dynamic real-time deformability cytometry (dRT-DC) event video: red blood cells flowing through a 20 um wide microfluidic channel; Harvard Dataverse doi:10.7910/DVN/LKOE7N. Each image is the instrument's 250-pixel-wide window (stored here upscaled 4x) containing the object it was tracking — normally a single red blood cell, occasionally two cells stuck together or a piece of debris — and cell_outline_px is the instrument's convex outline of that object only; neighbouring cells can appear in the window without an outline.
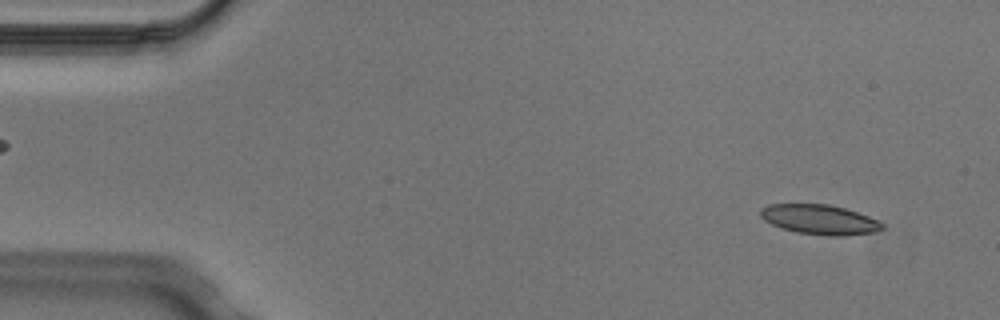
{"species": "Egyptian fruit bat (a non-hibernating species)", "species_latin": "Rousettus aegyptiacus", "temperature_condition": "cold", "stored_images_in_passage": 5, "segment_of_instrument_passage": [2, 2], "camera_frame_rate_fps": 3000, "um_per_image_px": 0.085, "animal": {"sex": "male"}, "frame": {"image": 1, "passage_image": 5, "time_ms": 1.333, "image_size_px": [1000, 320], "cell_outline_px": [[884, 228], [876, 232], [844, 236], [828, 236], [796, 232], [772, 224], [764, 220], [760, 216], [760, 208], [768, 204], [828, 204], [844, 208], [868, 216], [884, 224]], "centroid_in_image_um": [69.67, 18.66], "position_along_channel_um": 15.3, "area_um2": 21.1}}